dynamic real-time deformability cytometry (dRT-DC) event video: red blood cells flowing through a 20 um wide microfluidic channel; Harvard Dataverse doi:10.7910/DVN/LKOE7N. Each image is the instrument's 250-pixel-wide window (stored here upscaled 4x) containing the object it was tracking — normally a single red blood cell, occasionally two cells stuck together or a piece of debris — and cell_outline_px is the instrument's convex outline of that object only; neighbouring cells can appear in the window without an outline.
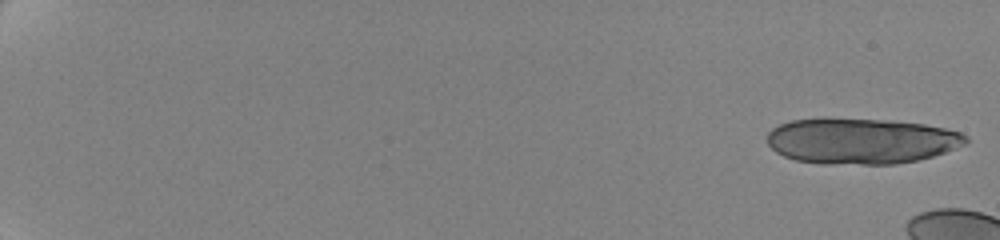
{"species": "human", "species_latin": "Homo sapiens", "temperature_condition": "cold", "stored_images_in_passage": 10, "camera_frame_rate_fps": 3000, "um_per_image_px": 0.085, "donor": {"sex": "female"}, "frame": {"image": 1, "passage_image": 1, "time_ms": 0.0, "image_size_px": [1000, 240], "cell_outline_px": [[968, 140], [964, 144], [956, 148], [920, 160], [896, 164], [820, 164], [796, 160], [784, 156], [776, 152], [768, 144], [768, 132], [772, 128], [780, 124], [792, 120], [888, 120], [924, 124], [944, 128], [960, 132], [968, 136]], "centroid_in_image_um": [73.22, 12.01], "position_along_channel_um": 11.8, "area_um2": 52.42}}